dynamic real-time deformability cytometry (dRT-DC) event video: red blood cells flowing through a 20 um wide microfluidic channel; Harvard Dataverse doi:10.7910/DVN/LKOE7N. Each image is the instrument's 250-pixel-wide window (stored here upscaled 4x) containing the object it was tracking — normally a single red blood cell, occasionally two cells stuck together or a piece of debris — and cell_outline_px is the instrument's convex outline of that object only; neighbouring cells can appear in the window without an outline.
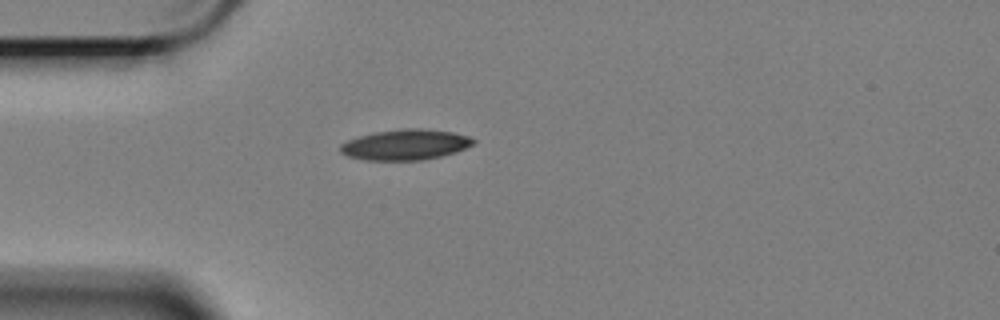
{"species": "Egyptian fruit bat (a non-hibernating species)", "species_latin": "Rousettus aegyptiacus", "temperature_condition": "cold", "stored_images_in_passage": 24, "camera_frame_rate_fps": 3000, "um_per_image_px": 0.085, "animal": {"sex": "female"}, "frame": {"image": 1, "passage_image": 1, "time_ms": 0.0, "image_size_px": [1000, 320], "cell_outline_px": [[476, 140], [472, 144], [456, 152], [424, 160], [368, 160], [348, 156], [340, 152], [340, 144], [348, 140], [360, 136], [376, 132], [404, 128], [420, 128], [452, 132], [468, 136]], "centroid_in_image_um": [34.45, 12.3], "position_along_channel_um": 50.5, "area_um2": 23.47}}
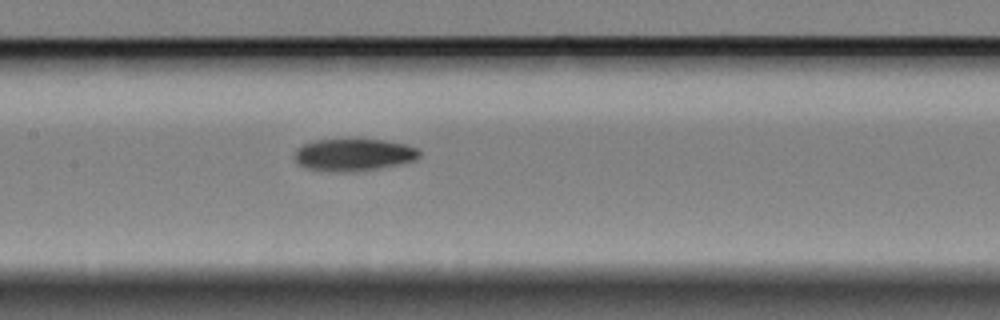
{"frame": {"image": 2, "passage_image": 13, "time_ms": 4.0, "image_size_px": [1000, 320], "cell_outline_px": [[420, 156], [416, 160], [376, 168], [348, 172], [344, 172], [308, 168], [300, 164], [296, 160], [296, 148], [312, 140], [380, 140], [404, 144], [416, 148], [420, 152]], "centroid_in_image_um": [30.06, 13.15], "position_along_channel_um": 177.3, "area_um2": 22.77}}
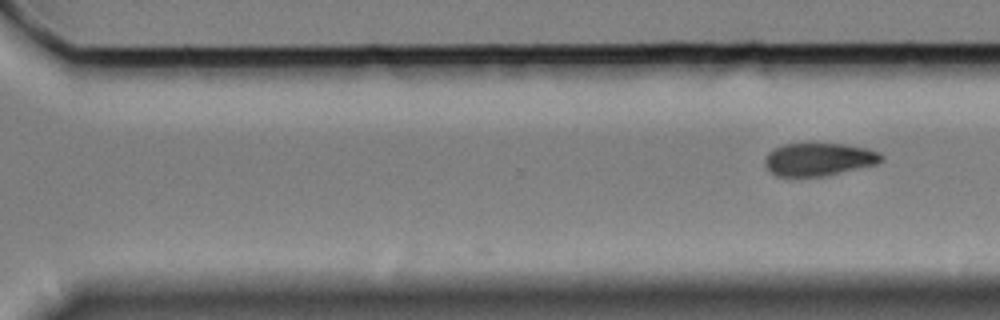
{"frame": {"image": 3, "passage_image": 24, "time_ms": 7.667, "image_size_px": [1000, 320], "cell_outline_px": [[884, 160], [876, 164], [824, 176], [776, 176], [764, 164], [764, 160], [768, 152], [772, 148], [784, 144], [812, 140], [844, 144], [868, 148], [880, 152], [884, 156]], "centroid_in_image_um": [69.59, 13.48], "position_along_channel_um": 301.0, "area_um2": 23.18}}